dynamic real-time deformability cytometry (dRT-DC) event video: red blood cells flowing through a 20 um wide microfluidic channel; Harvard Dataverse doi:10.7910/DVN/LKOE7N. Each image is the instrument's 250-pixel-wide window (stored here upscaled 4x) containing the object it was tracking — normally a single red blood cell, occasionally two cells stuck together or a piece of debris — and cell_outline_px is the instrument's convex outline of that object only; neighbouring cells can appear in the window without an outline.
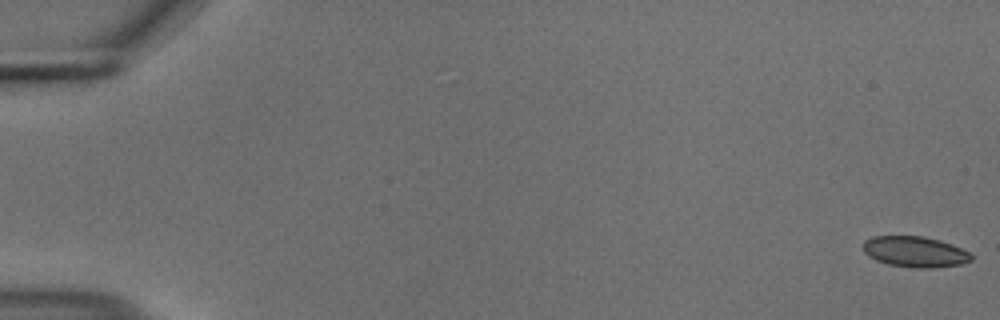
{"species": "common noctule bat (a hibernating species)", "species_latin": "Nyctalus noctula", "temperature_condition": "cold", "stored_images_in_passage": 56, "camera_frame_rate_fps": 3000, "um_per_image_px": 0.085, "animal": {"sex": "male", "body_mass_g": 18.8}, "frame": {"image": 1, "passage_image": 1, "time_ms": 0.0, "image_size_px": [1000, 320], "cell_outline_px": [[972, 260], [960, 264], [932, 268], [916, 268], [888, 264], [876, 260], [868, 256], [864, 252], [864, 240], [872, 236], [924, 236], [940, 240], [952, 244], [972, 252]], "centroid_in_image_um": [77.79, 21.39], "position_along_channel_um": 7.2, "area_um2": 19.54}}
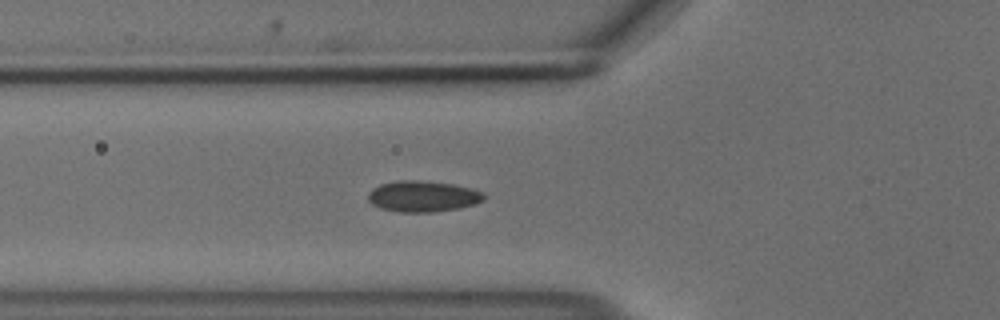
{"frame": {"image": 2, "passage_image": 21, "time_ms": 6.667, "image_size_px": [1000, 320], "cell_outline_px": [[484, 200], [476, 204], [460, 208], [432, 212], [400, 212], [380, 208], [372, 204], [368, 200], [368, 192], [372, 188], [380, 184], [396, 180], [420, 180], [452, 184], [484, 192]], "centroid_in_image_um": [35.92, 16.69], "position_along_channel_um": 89.9, "area_um2": 21.04}}
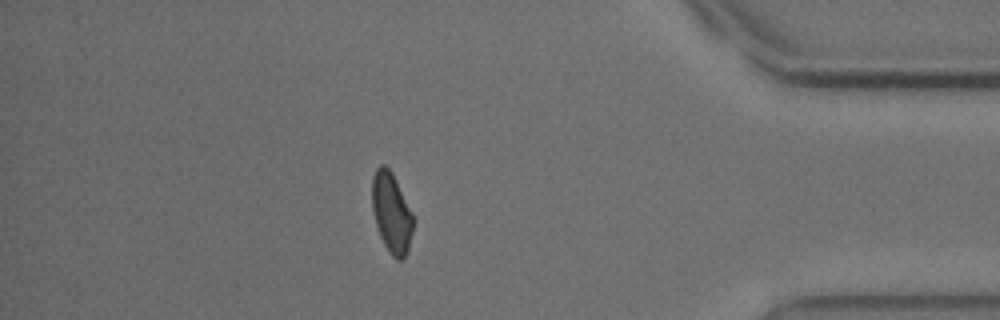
{"frame": {"image": 3, "passage_image": 49, "time_ms": 16.0, "image_size_px": [1000, 320], "cell_outline_px": [[416, 220], [408, 252], [404, 260], [396, 260], [388, 252], [380, 236], [376, 224], [372, 208], [372, 176], [376, 168], [380, 164], [384, 164], [392, 172]], "centroid_in_image_um": [33.3, 18.12], "position_along_channel_um": 401.9, "area_um2": 19.65}, "authors_computed_cell_mechanics": {"area_um2": 20.1144, "velocity_mm_per_s": 3.6852, "shape_relaxation_time_tau1_ms": null, "shape_relaxation_time_tau2_ms": 1.9397, "deformation_change_tau1": null, "deformation_change_tau2": 0.0684}}